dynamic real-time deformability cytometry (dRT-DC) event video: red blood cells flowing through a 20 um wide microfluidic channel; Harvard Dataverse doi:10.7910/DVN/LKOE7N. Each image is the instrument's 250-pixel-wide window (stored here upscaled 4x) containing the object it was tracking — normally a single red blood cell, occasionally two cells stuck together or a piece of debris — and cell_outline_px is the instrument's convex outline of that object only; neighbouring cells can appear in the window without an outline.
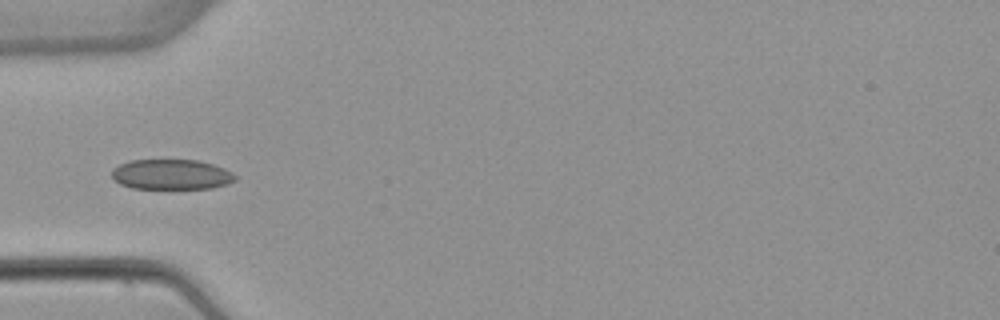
{"species": "common noctule bat (a hibernating species)", "species_latin": "Nyctalus noctula", "temperature_condition": "warm", "stored_images_in_passage": 6, "camera_frame_rate_fps": 3000, "um_per_image_px": 0.085, "animal": {"sex": "female", "body_mass_g": 22.7, "forearm_length_mm": 54.2}, "frame": {"image": 1, "passage_image": 5, "time_ms": 5.0, "image_size_px": [1000, 320], "cell_outline_px": [[236, 180], [228, 184], [212, 188], [132, 188], [120, 184], [112, 176], [112, 168], [120, 164], [132, 160], [200, 160], [224, 168], [232, 172], [236, 176]], "centroid_in_image_um": [14.59, 14.82], "position_along_channel_um": 70.4, "area_um2": 21.68}}
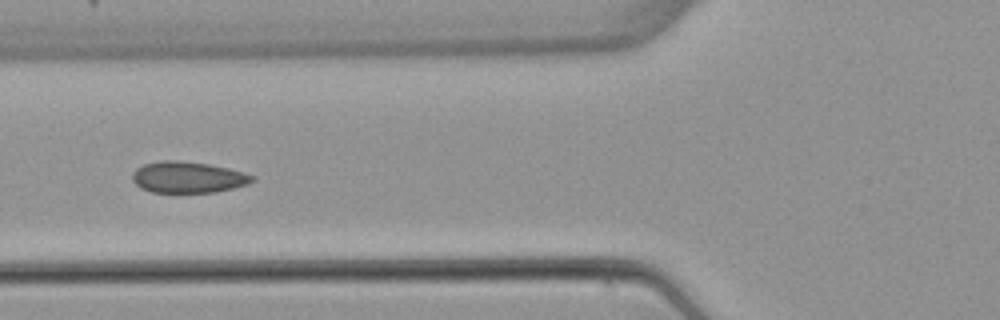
{"frame": {"image": 2, "passage_image": 6, "time_ms": 6.0, "image_size_px": [1000, 320], "cell_outline_px": [[256, 180], [248, 184], [216, 192], [152, 192], [140, 188], [132, 180], [132, 172], [136, 168], [144, 164], [160, 160], [180, 160], [208, 164], [228, 168], [244, 172], [256, 176]], "centroid_in_image_um": [15.98, 15.06], "position_along_channel_um": 109.8, "area_um2": 22.02}}